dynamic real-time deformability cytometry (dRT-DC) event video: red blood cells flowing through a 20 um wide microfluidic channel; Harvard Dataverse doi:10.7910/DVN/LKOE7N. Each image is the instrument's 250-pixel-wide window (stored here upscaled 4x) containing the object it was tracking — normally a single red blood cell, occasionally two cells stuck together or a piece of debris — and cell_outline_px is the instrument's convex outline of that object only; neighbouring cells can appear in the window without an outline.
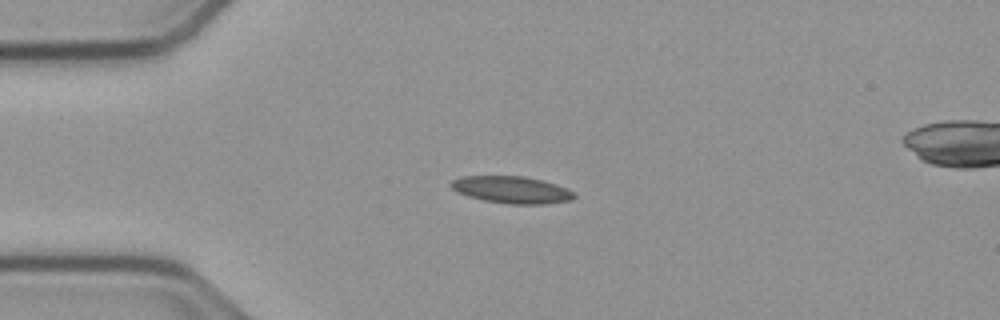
{"species": "common noctule bat (a hibernating species)", "species_latin": "Nyctalus noctula", "temperature_condition": "cold", "stored_images_in_passage": 42, "camera_frame_rate_fps": 3000, "um_per_image_px": 0.085, "animal": {"sex": "male", "body_mass_g": 23.1, "forearm_length_mm": 52.7}, "frame": {"image": 1, "passage_image": 1, "time_ms": 0.0, "image_size_px": [1000, 320], "cell_outline_px": [[576, 196], [572, 200], [544, 204], [508, 204], [484, 200], [468, 196], [456, 192], [448, 184], [452, 180], [464, 176], [524, 176], [544, 180], [568, 188]], "centroid_in_image_um": [43.5, 16.13], "position_along_channel_um": 41.5, "area_um2": 19.54}}
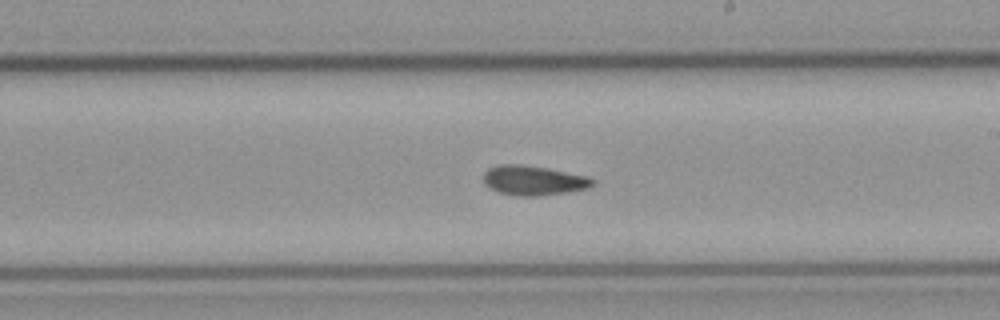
{"frame": {"image": 2, "passage_image": 19, "time_ms": 6.0, "image_size_px": [1000, 320], "cell_outline_px": [[596, 184], [588, 188], [568, 192], [536, 196], [516, 196], [500, 192], [484, 184], [484, 172], [488, 168], [500, 164], [520, 164], [548, 168], [588, 176], [596, 180]], "centroid_in_image_um": [45.38, 15.33], "position_along_channel_um": 243.6, "area_um2": 18.96}}
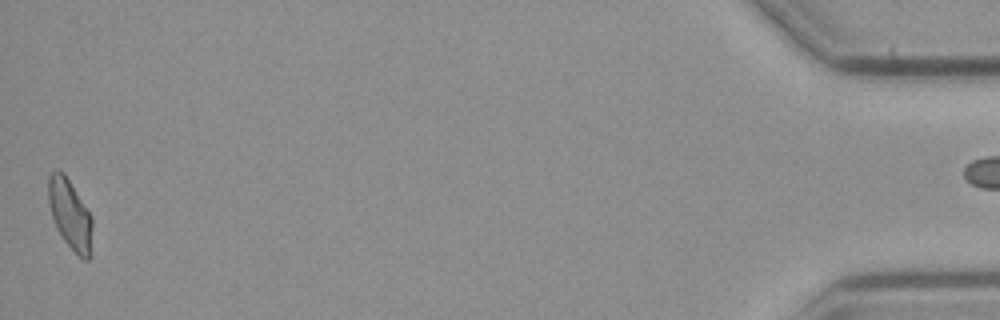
{"frame": {"image": 3, "passage_image": 42, "time_ms": 13.667, "image_size_px": [1000, 320], "cell_outline_px": [[92, 256], [88, 260], [84, 260], [64, 240], [56, 228], [52, 216], [48, 200], [48, 176], [56, 168], [64, 172], [88, 212], [92, 220]], "centroid_in_image_um": [5.95, 18.23], "position_along_channel_um": 429.2, "area_um2": 17.74}, "authors_computed_cell_mechanics": {"area_um2": 18.2359, "velocity_mm_per_s": 3.7488, "shape_relaxation_time_tau1_ms": null, "shape_relaxation_time_tau2_ms": 4.8074, "deformation_change_tau1": null, "deformation_change_tau2": 0.0963}}